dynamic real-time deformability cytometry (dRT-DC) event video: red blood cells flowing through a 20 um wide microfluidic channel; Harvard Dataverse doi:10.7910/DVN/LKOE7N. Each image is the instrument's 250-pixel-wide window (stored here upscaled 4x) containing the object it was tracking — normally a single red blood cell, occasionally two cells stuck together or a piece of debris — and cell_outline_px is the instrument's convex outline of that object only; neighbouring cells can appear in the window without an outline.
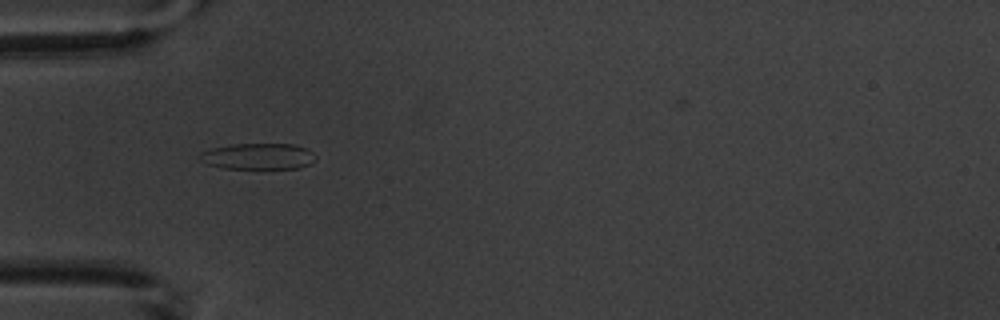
{"species": "common noctule bat (a hibernating species)", "species_latin": "Nyctalus noctula", "temperature_condition": "warm", "stored_images_in_passage": 10, "camera_frame_rate_fps": 3000, "um_per_image_px": 0.085, "animal": {"sex": "male", "body_mass_g": 20.1, "forearm_length_mm": 53.5}, "frame": {"image": 1, "passage_image": 6, "time_ms": 5.667, "image_size_px": [1000, 320], "cell_outline_px": [[316, 160], [300, 168], [224, 168], [208, 164], [200, 160], [196, 156], [200, 152], [212, 148], [232, 144], [296, 144], [308, 148], [316, 156]], "centroid_in_image_um": [21.95, 13.28], "position_along_channel_um": 63.1, "area_um2": 17.74}}
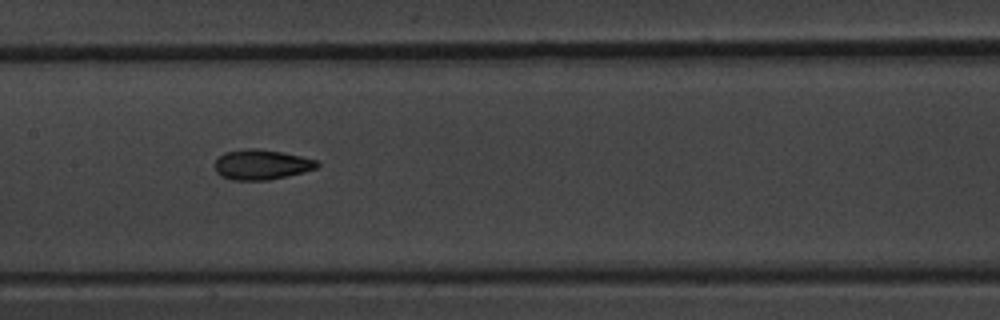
{"frame": {"image": 2, "passage_image": 9, "time_ms": 9.0, "image_size_px": [1000, 320], "cell_outline_px": [[320, 164], [316, 168], [304, 172], [268, 180], [232, 180], [220, 176], [216, 172], [216, 160], [224, 152], [244, 148], [256, 148], [280, 152], [300, 156], [316, 160]], "centroid_in_image_um": [22.2, 13.99], "position_along_channel_um": 185.2, "area_um2": 17.86}}
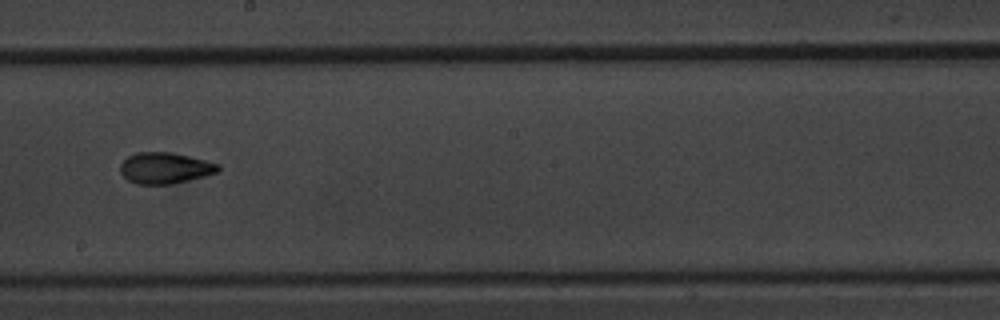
{"frame": {"image": 3, "passage_image": 10, "time_ms": 10.333, "image_size_px": [1000, 320], "cell_outline_px": [[220, 172], [172, 184], [136, 184], [128, 180], [120, 172], [120, 164], [128, 156], [136, 152], [172, 152], [220, 164]], "centroid_in_image_um": [14.02, 14.28], "position_along_channel_um": 234.2, "area_um2": 17.8}}